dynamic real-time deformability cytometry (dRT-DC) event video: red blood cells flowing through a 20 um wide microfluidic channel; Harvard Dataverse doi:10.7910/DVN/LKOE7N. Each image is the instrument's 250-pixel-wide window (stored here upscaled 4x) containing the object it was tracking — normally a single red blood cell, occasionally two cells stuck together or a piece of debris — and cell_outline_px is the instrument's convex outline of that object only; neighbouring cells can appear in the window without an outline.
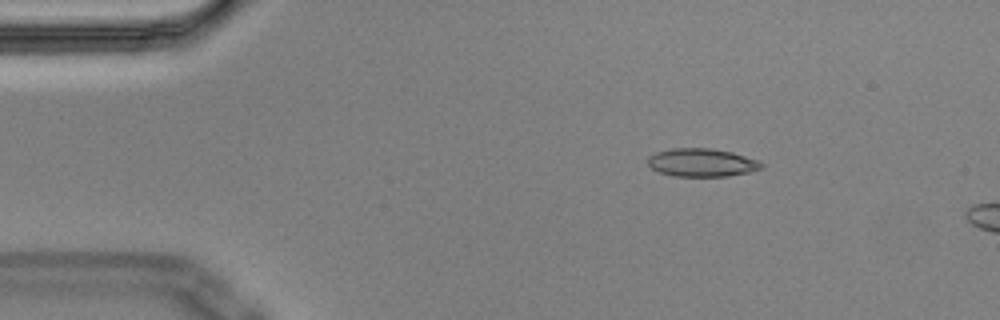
{"species": "Egyptian fruit bat (a non-hibernating species)", "species_latin": "Rousettus aegyptiacus", "temperature_condition": "cold", "stored_images_in_passage": 2, "camera_frame_rate_fps": 3000, "um_per_image_px": 0.085, "animal": {"sex": "male"}, "frame": {"image": 1, "passage_image": 1, "time_ms": 0.0, "image_size_px": [1000, 320], "cell_outline_px": [[764, 168], [748, 172], [728, 176], [672, 176], [660, 172], [652, 168], [648, 164], [648, 156], [656, 152], [672, 148], [712, 148], [732, 152], [760, 160], [764, 164]], "centroid_in_image_um": [59.68, 13.81], "position_along_channel_um": 25.3, "area_um2": 18.79}}